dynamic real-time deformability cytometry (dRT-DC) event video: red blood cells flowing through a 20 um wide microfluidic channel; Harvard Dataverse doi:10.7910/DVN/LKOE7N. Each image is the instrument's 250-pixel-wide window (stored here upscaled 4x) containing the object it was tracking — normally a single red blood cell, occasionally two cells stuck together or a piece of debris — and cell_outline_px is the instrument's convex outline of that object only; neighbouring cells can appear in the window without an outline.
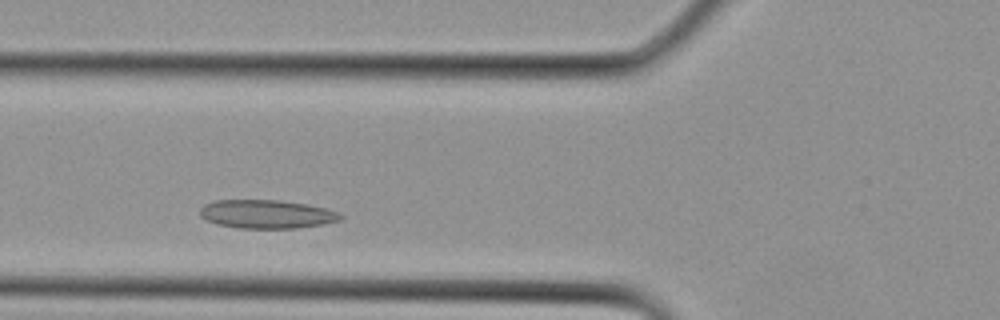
{"species": "Egyptian fruit bat (a non-hibernating species)", "species_latin": "Rousettus aegyptiacus", "temperature_condition": "cold", "stored_images_in_passage": 25, "camera_frame_rate_fps": 3000, "um_per_image_px": 0.085, "animal": {"sex": "female"}, "frame": {"image": 1, "passage_image": 4, "time_ms": 1.0, "image_size_px": [1000, 320], "cell_outline_px": [[344, 216], [340, 220], [324, 224], [296, 228], [240, 228], [216, 224], [200, 216], [200, 208], [204, 204], [216, 200], [280, 200], [304, 204], [324, 208], [340, 212]], "centroid_in_image_um": [22.67, 18.2], "position_along_channel_um": 103.1, "area_um2": 23.35}}
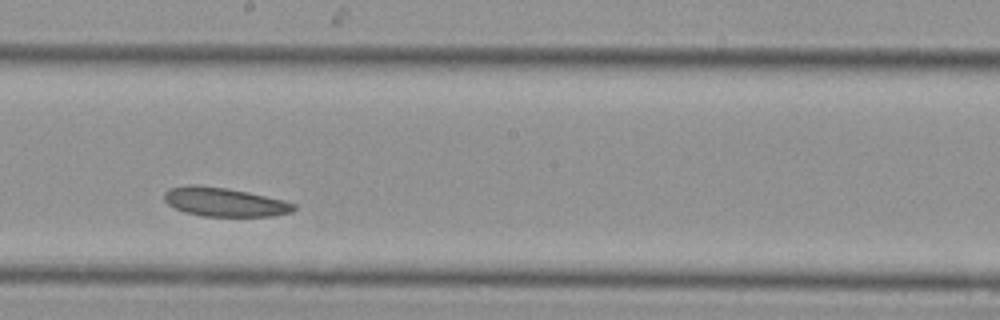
{"frame": {"image": 2, "passage_image": 10, "time_ms": 3.0, "image_size_px": [1000, 320], "cell_outline_px": [[296, 208], [292, 212], [272, 216], [204, 216], [184, 212], [168, 204], [164, 200], [164, 192], [168, 188], [188, 184], [196, 184], [224, 188], [248, 192], [284, 200], [296, 204]], "centroid_in_image_um": [19.06, 17.16], "position_along_channel_um": 229.1, "area_um2": 21.85}}
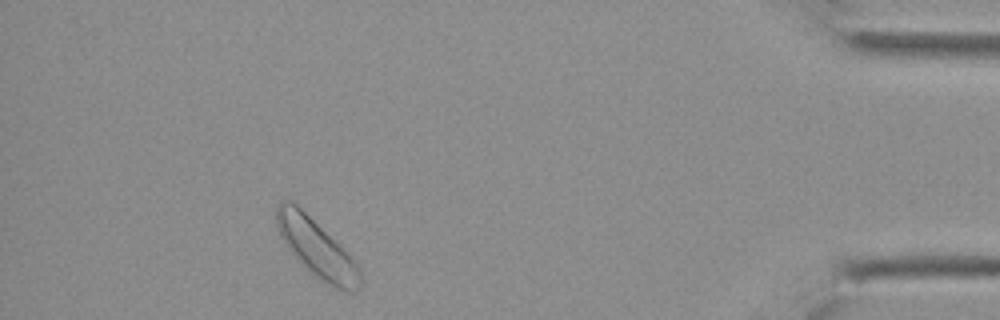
{"frame": {"image": 3, "passage_image": 21, "time_ms": 6.667, "image_size_px": [1000, 320], "cell_outline_px": [[360, 288], [356, 292], [344, 292], [320, 280], [308, 272], [292, 256], [280, 236], [276, 228], [276, 204], [280, 200], [292, 200], [360, 268]], "centroid_in_image_um": [26.82, 21.14], "position_along_channel_um": 408.4, "area_um2": 27.63}}